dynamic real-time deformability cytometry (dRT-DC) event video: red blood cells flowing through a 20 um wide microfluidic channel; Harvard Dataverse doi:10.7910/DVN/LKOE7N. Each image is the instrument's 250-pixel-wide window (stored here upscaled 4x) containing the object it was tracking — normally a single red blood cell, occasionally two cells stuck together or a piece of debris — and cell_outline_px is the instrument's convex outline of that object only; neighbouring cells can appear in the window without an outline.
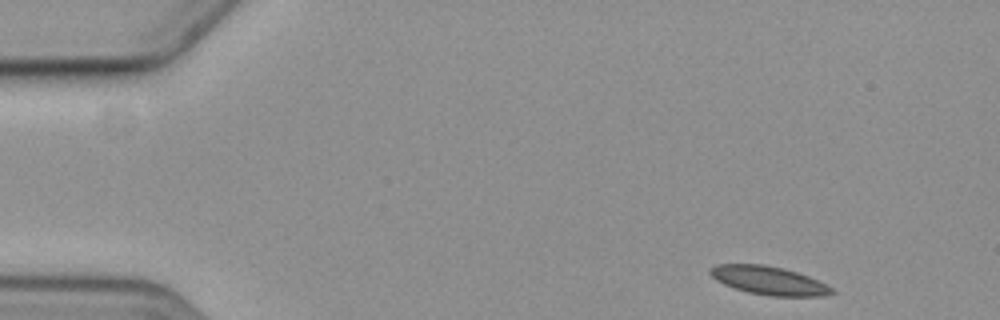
{"species": "common noctule bat (a hibernating species)", "species_latin": "Nyctalus noctula", "temperature_condition": "cold", "stored_images_in_passage": 5, "camera_frame_rate_fps": 3000, "um_per_image_px": 0.085, "animal": {"sex": "female", "body_mass_g": 19.3, "forearm_length_mm": 54.1}, "frame": {"image": 1, "passage_image": 1, "time_ms": 0.0, "image_size_px": [1000, 320], "cell_outline_px": [[836, 292], [824, 296], [768, 296], [748, 292], [724, 284], [716, 280], [708, 272], [708, 268], [716, 264], [764, 264], [784, 268], [808, 276], [832, 288]], "centroid_in_image_um": [65.32, 23.83], "position_along_channel_um": 19.7, "area_um2": 20.11}}
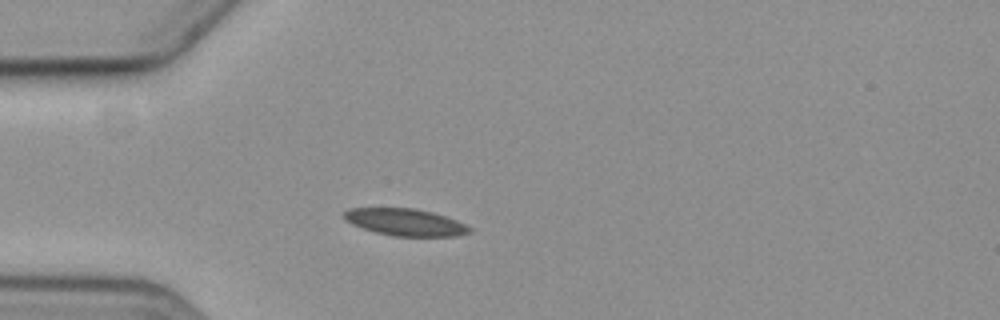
{"frame": {"image": 2, "passage_image": 4, "time_ms": 3.333, "image_size_px": [1000, 320], "cell_outline_px": [[472, 232], [456, 236], [392, 236], [376, 232], [352, 224], [344, 220], [344, 212], [348, 208], [416, 208], [432, 212], [456, 220], [472, 228]], "centroid_in_image_um": [34.45, 18.88], "position_along_channel_um": 50.5, "area_um2": 19.71}}